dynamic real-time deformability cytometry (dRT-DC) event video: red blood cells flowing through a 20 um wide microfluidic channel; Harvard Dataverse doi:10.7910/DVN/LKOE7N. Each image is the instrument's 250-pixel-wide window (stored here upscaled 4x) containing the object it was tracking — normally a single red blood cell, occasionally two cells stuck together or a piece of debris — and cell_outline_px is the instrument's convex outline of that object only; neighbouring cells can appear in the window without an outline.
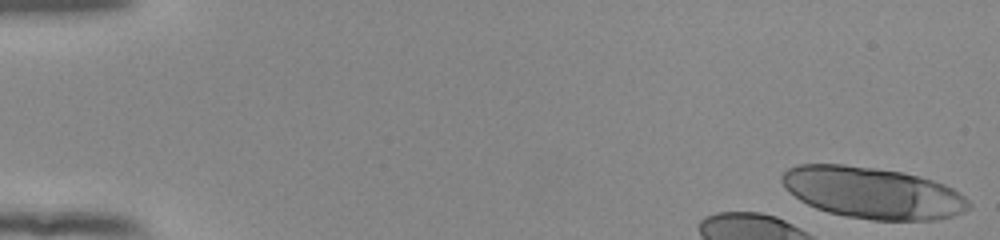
{"species": "human", "species_latin": "Homo sapiens", "temperature_condition": "room temperature", "stored_images_in_passage": 13, "camera_frame_rate_fps": 3000, "um_per_image_px": 0.085, "donor": {"sex": "female"}, "frame": {"image": 1, "passage_image": 1, "time_ms": 0.0, "image_size_px": [1000, 240], "cell_outline_px": [[972, 208], [964, 212], [952, 216], [936, 220], [872, 220], [844, 216], [828, 212], [816, 208], [800, 200], [784, 188], [780, 180], [780, 176], [788, 168], [796, 164], [840, 164], [876, 168], [904, 172], [932, 180], [944, 184], [960, 192], [972, 204]], "centroid_in_image_um": [74.17, 16.39], "position_along_channel_um": 10.8, "area_um2": 56.47}}